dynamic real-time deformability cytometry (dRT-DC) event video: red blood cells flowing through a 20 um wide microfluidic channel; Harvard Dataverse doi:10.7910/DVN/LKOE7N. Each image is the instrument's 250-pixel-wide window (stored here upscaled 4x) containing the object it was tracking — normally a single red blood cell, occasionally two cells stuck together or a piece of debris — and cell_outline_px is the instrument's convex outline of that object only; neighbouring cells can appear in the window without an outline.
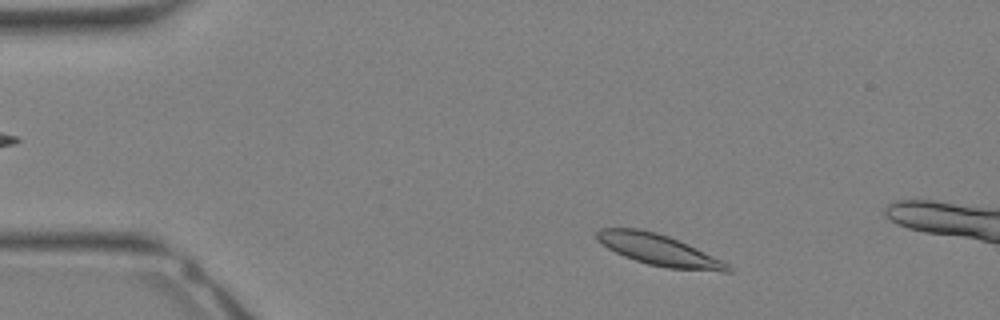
{"species": "Egyptian fruit bat (a non-hibernating species)", "species_latin": "Rousettus aegyptiacus", "temperature_condition": "warm", "stored_images_in_passage": 6, "camera_frame_rate_fps": 3000, "um_per_image_px": 0.085, "animal": {"sex": "female"}, "frame": {"image": 1, "passage_image": 2, "time_ms": 0.333, "image_size_px": [1000, 320], "cell_outline_px": [[732, 272], [724, 272], [668, 268], [648, 264], [624, 256], [608, 248], [596, 240], [596, 232], [600, 228], [636, 228], [656, 232], [680, 240], [728, 264], [732, 268]], "centroid_in_image_um": [55.98, 21.24], "position_along_channel_um": 29.0, "area_um2": 23.58}}